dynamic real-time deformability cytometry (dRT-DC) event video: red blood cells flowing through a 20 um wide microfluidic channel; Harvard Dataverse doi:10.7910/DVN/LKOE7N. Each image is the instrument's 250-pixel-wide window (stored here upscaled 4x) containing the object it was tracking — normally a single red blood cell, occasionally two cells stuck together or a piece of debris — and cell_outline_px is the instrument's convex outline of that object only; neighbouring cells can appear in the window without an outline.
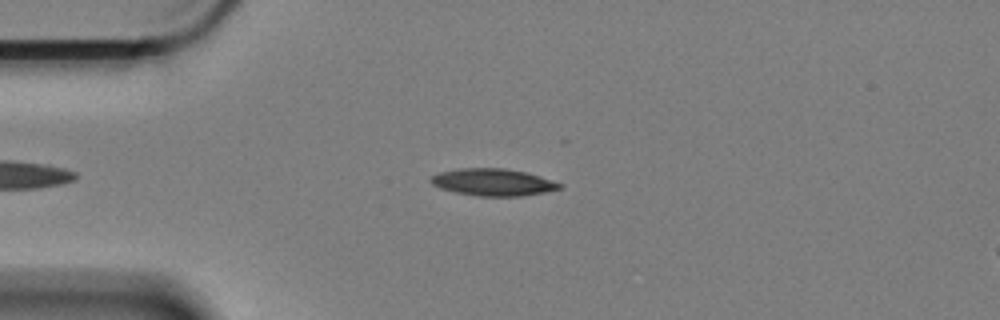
{"species": "Egyptian fruit bat (a non-hibernating species)", "species_latin": "Rousettus aegyptiacus", "temperature_condition": "cold", "stored_images_in_passage": 45, "camera_frame_rate_fps": 3000, "um_per_image_px": 0.085, "animal": {"sex": "female"}, "frame": {"image": 1, "passage_image": 4, "time_ms": 1.0, "image_size_px": [1000, 320], "cell_outline_px": [[560, 188], [544, 192], [520, 196], [480, 196], [456, 192], [440, 188], [432, 184], [428, 180], [432, 176], [440, 172], [460, 168], [504, 168], [524, 172], [540, 176], [560, 184]], "centroid_in_image_um": [41.85, 15.48], "position_along_channel_um": 43.2, "area_um2": 20.0}}
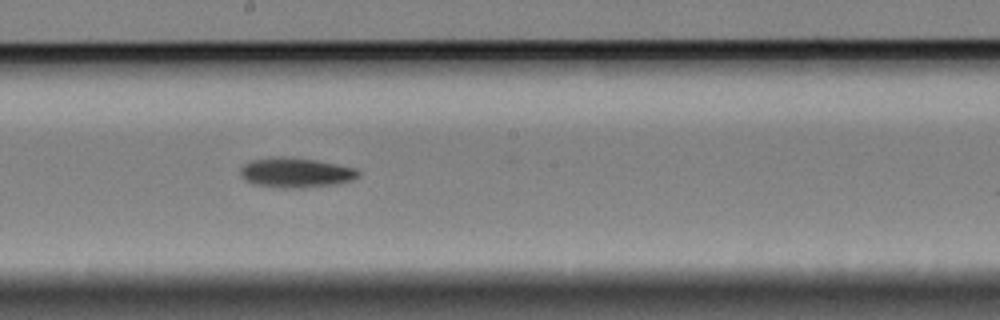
{"frame": {"image": 2, "passage_image": 22, "time_ms": 7.0, "image_size_px": [1000, 320], "cell_outline_px": [[360, 176], [352, 180], [336, 184], [304, 188], [280, 188], [252, 184], [244, 180], [240, 176], [240, 168], [244, 164], [252, 160], [272, 156], [284, 156], [316, 160], [356, 168], [360, 172]], "centroid_in_image_um": [25.11, 14.68], "position_along_channel_um": 223.1, "area_um2": 20.87}}
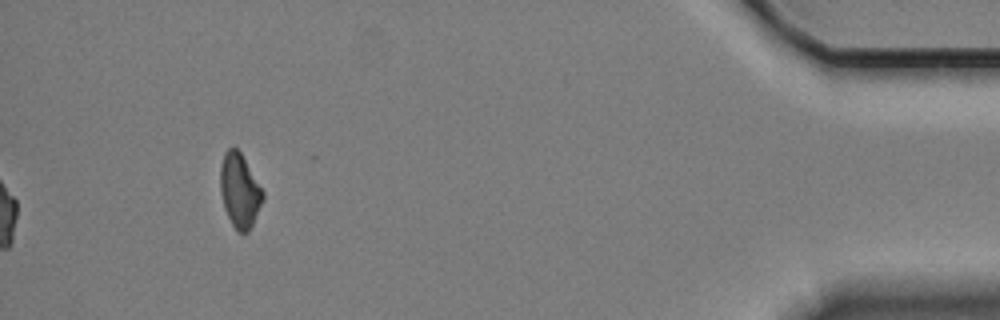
{"frame": {"image": 3, "passage_image": 45, "time_ms": 14.667, "image_size_px": [1000, 320], "cell_outline_px": [[264, 200], [248, 232], [244, 236], [232, 224], [224, 208], [220, 192], [220, 168], [224, 152], [228, 148], [236, 148], [240, 152], [264, 192]], "centroid_in_image_um": [20.37, 16.21], "position_along_channel_um": 414.8, "area_um2": 18.26}, "authors_computed_cell_mechanics": {"area_um2": 19.7676, "velocity_mm_per_s": 3.3312, "shape_relaxation_time_tau1_ms": 3.5266, "shape_relaxation_time_tau2_ms": null, "deformation_change_tau1": 0.1141, "deformation_change_tau2": null}}